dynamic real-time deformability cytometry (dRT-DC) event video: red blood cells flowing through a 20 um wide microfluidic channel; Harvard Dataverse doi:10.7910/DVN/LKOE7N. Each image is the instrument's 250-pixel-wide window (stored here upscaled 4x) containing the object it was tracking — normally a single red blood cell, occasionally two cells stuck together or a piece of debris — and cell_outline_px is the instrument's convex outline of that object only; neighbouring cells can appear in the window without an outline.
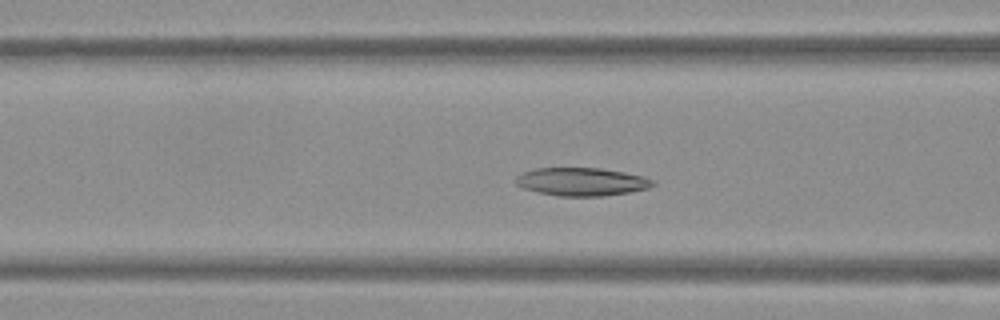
{"species": "Egyptian fruit bat (a non-hibernating species)", "species_latin": "Rousettus aegyptiacus", "temperature_condition": "warm", "stored_images_in_passage": 40, "camera_frame_rate_fps": 3000, "um_per_image_px": 0.085, "frame": {"image": 1, "passage_image": 18, "time_ms": 5.667, "image_size_px": [1000, 320], "cell_outline_px": [[656, 184], [648, 188], [628, 192], [604, 196], [560, 196], [536, 192], [524, 188], [516, 184], [512, 180], [516, 176], [524, 172], [536, 168], [600, 168], [624, 172], [644, 176], [656, 180]], "centroid_in_image_um": [49.44, 15.44], "position_along_channel_um": 117.2, "area_um2": 22.6}}
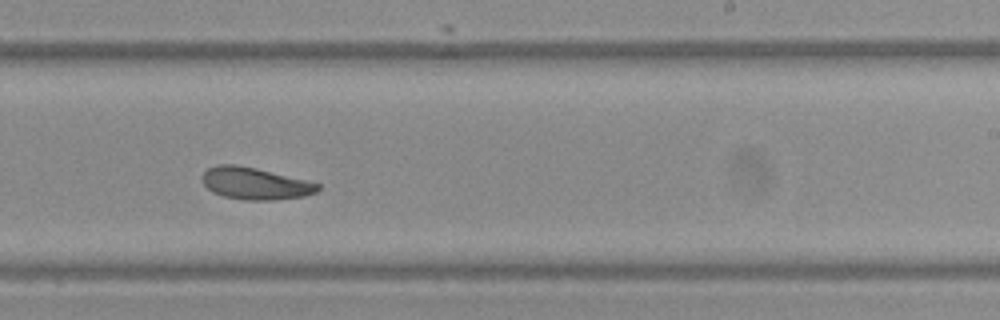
{"frame": {"image": 2, "passage_image": 30, "time_ms": 9.667, "image_size_px": [1000, 320], "cell_outline_px": [[320, 188], [316, 192], [304, 196], [272, 200], [244, 200], [224, 196], [212, 192], [200, 180], [200, 176], [208, 168], [216, 164], [236, 164], [256, 168], [320, 184]], "centroid_in_image_um": [21.62, 15.59], "position_along_channel_um": 267.4, "area_um2": 21.5}}
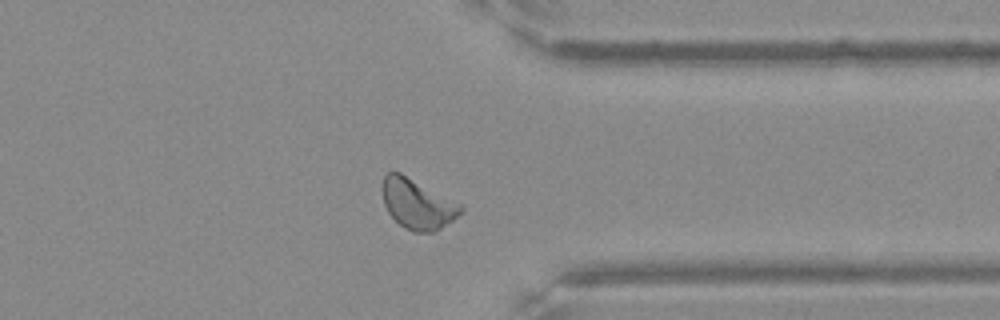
{"frame": {"image": 3, "passage_image": 39, "time_ms": 12.667, "image_size_px": [1000, 320], "cell_outline_px": [[464, 212], [440, 228], [432, 232], [412, 232], [404, 228], [388, 212], [384, 204], [384, 176], [388, 172], [400, 172], [464, 204]], "centroid_in_image_um": [35.55, 17.34], "position_along_channel_um": 375.8, "area_um2": 22.83}, "authors_computed_cell_mechanics": {"area_um2": 22.2241, "velocity_mm_per_s": 3.7596, "shape_relaxation_time_tau1_ms": null, "shape_relaxation_time_tau2_ms": 4.3346, "deformation_change_tau1": null, "deformation_change_tau2": 0.109}}